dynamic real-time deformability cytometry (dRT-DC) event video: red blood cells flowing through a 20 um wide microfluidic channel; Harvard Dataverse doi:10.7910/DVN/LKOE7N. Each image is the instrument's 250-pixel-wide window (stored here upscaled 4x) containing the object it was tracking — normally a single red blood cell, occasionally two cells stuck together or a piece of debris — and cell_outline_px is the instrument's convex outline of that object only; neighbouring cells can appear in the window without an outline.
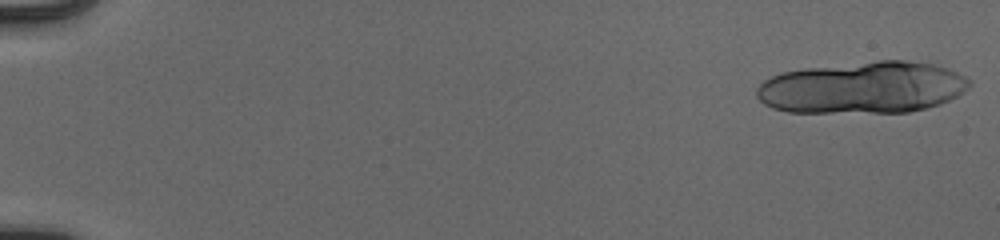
{"species": "human", "species_latin": "Homo sapiens", "temperature_condition": "cold", "stored_images_in_passage": 23, "segment_of_instrument_passage": [1, 2], "camera_frame_rate_fps": 3000, "um_per_image_px": 0.085, "donor": {"sex": "male"}, "frame": {"image": 1, "passage_image": 1, "time_ms": 0.0, "image_size_px": [1000, 240], "cell_outline_px": [[972, 84], [964, 92], [940, 104], [908, 112], [788, 112], [772, 108], [764, 104], [756, 96], [756, 88], [764, 80], [772, 76], [784, 72], [804, 68], [880, 60], [908, 60], [932, 64], [948, 68], [972, 80]], "centroid_in_image_um": [73.33, 7.44], "position_along_channel_um": 11.7, "area_um2": 64.39}}